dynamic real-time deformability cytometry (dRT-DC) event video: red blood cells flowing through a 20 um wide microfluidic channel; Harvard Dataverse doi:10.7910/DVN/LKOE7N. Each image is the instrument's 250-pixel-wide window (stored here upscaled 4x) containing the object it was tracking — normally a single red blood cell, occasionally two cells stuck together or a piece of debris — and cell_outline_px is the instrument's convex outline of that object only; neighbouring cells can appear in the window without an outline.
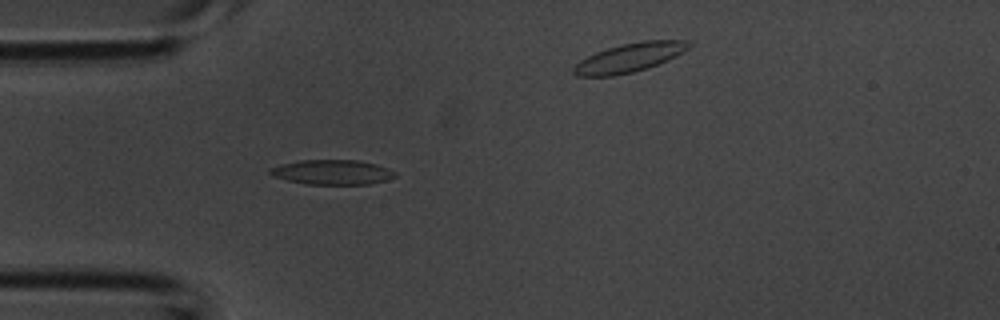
{"species": "common noctule bat (a hibernating species)", "species_latin": "Nyctalus noctula", "temperature_condition": "room temperature", "stored_images_in_passage": 42, "camera_frame_rate_fps": 3000, "um_per_image_px": 0.085, "animal": {"sex": "male", "body_mass_g": 20.1, "forearm_length_mm": 53.5}, "frame": {"image": 1, "passage_image": 11, "time_ms": 3.333, "image_size_px": [1000, 320], "cell_outline_px": [[396, 176], [388, 180], [368, 184], [308, 184], [288, 180], [272, 176], [268, 172], [268, 168], [280, 164], [300, 160], [360, 160], [376, 164], [388, 168], [396, 172]], "centroid_in_image_um": [28.24, 14.63], "position_along_channel_um": 56.8, "area_um2": 18.15}}
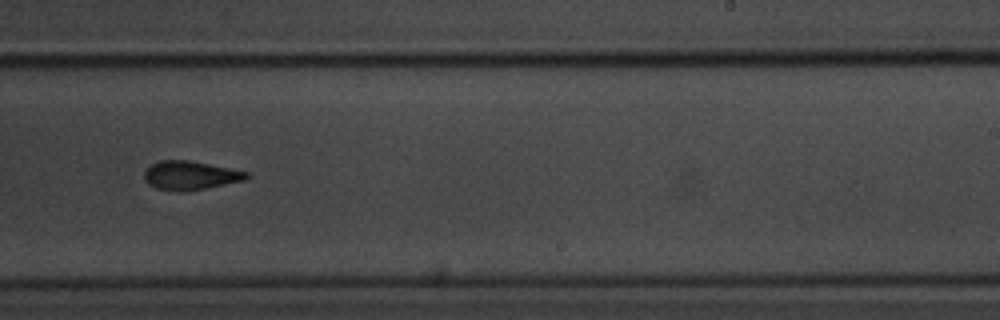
{"frame": {"image": 2, "passage_image": 25, "time_ms": 8.0, "image_size_px": [1000, 320], "cell_outline_px": [[248, 176], [244, 180], [204, 188], [180, 192], [156, 188], [148, 184], [144, 180], [144, 172], [152, 164], [160, 160], [188, 160], [248, 172]], "centroid_in_image_um": [16.12, 14.91], "position_along_channel_um": 272.9, "area_um2": 16.82}}
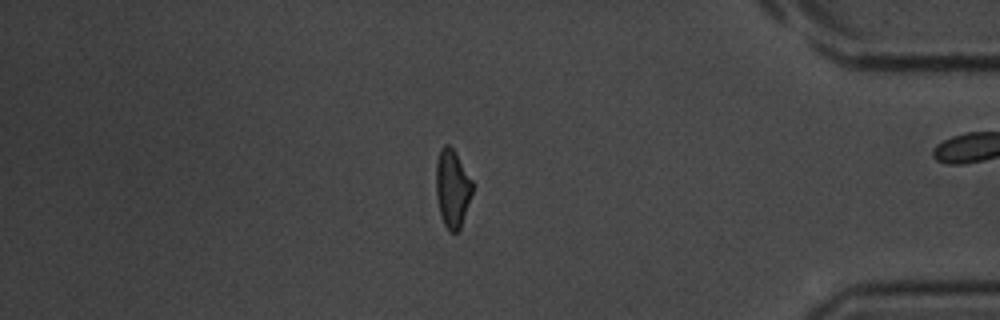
{"frame": {"image": 3, "passage_image": 35, "time_ms": 11.333, "image_size_px": [1000, 320], "cell_outline_px": [[472, 192], [460, 228], [456, 232], [448, 232], [440, 216], [436, 196], [436, 164], [440, 148], [444, 144], [448, 144], [456, 152], [472, 180]], "centroid_in_image_um": [38.43, 16.0], "position_along_channel_um": 396.8, "area_um2": 16.53}}